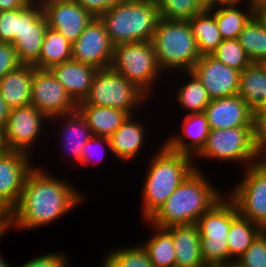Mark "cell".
Wrapping results in <instances>:
<instances>
[{
	"mask_svg": "<svg viewBox=\"0 0 266 267\" xmlns=\"http://www.w3.org/2000/svg\"><path fill=\"white\" fill-rule=\"evenodd\" d=\"M11 109L0 94V127L5 128Z\"/></svg>",
	"mask_w": 266,
	"mask_h": 267,
	"instance_id": "obj_46",
	"label": "cell"
},
{
	"mask_svg": "<svg viewBox=\"0 0 266 267\" xmlns=\"http://www.w3.org/2000/svg\"><path fill=\"white\" fill-rule=\"evenodd\" d=\"M24 29H25V7L17 9V26L15 33V41L20 37Z\"/></svg>",
	"mask_w": 266,
	"mask_h": 267,
	"instance_id": "obj_45",
	"label": "cell"
},
{
	"mask_svg": "<svg viewBox=\"0 0 266 267\" xmlns=\"http://www.w3.org/2000/svg\"><path fill=\"white\" fill-rule=\"evenodd\" d=\"M135 115L129 116L122 125L109 137L111 153L124 162L132 160L141 150L146 136L144 124L133 121Z\"/></svg>",
	"mask_w": 266,
	"mask_h": 267,
	"instance_id": "obj_23",
	"label": "cell"
},
{
	"mask_svg": "<svg viewBox=\"0 0 266 267\" xmlns=\"http://www.w3.org/2000/svg\"><path fill=\"white\" fill-rule=\"evenodd\" d=\"M72 59V43L60 32L48 27L41 46L38 61L33 65L37 69H50Z\"/></svg>",
	"mask_w": 266,
	"mask_h": 267,
	"instance_id": "obj_29",
	"label": "cell"
},
{
	"mask_svg": "<svg viewBox=\"0 0 266 267\" xmlns=\"http://www.w3.org/2000/svg\"><path fill=\"white\" fill-rule=\"evenodd\" d=\"M0 225H6L5 216H2L1 214H0Z\"/></svg>",
	"mask_w": 266,
	"mask_h": 267,
	"instance_id": "obj_54",
	"label": "cell"
},
{
	"mask_svg": "<svg viewBox=\"0 0 266 267\" xmlns=\"http://www.w3.org/2000/svg\"><path fill=\"white\" fill-rule=\"evenodd\" d=\"M244 177L228 192L238 213L266 230V172L257 164L247 166Z\"/></svg>",
	"mask_w": 266,
	"mask_h": 267,
	"instance_id": "obj_10",
	"label": "cell"
},
{
	"mask_svg": "<svg viewBox=\"0 0 266 267\" xmlns=\"http://www.w3.org/2000/svg\"><path fill=\"white\" fill-rule=\"evenodd\" d=\"M33 75V65L21 64L0 78L1 97L11 110L31 104Z\"/></svg>",
	"mask_w": 266,
	"mask_h": 267,
	"instance_id": "obj_22",
	"label": "cell"
},
{
	"mask_svg": "<svg viewBox=\"0 0 266 267\" xmlns=\"http://www.w3.org/2000/svg\"><path fill=\"white\" fill-rule=\"evenodd\" d=\"M256 164L266 172V150L257 153Z\"/></svg>",
	"mask_w": 266,
	"mask_h": 267,
	"instance_id": "obj_48",
	"label": "cell"
},
{
	"mask_svg": "<svg viewBox=\"0 0 266 267\" xmlns=\"http://www.w3.org/2000/svg\"><path fill=\"white\" fill-rule=\"evenodd\" d=\"M110 68L132 82L146 96L156 86L162 71L152 41L116 44Z\"/></svg>",
	"mask_w": 266,
	"mask_h": 267,
	"instance_id": "obj_7",
	"label": "cell"
},
{
	"mask_svg": "<svg viewBox=\"0 0 266 267\" xmlns=\"http://www.w3.org/2000/svg\"><path fill=\"white\" fill-rule=\"evenodd\" d=\"M182 132V136L172 134L163 144L169 150L195 157L205 146L210 132L205 113H187L182 123Z\"/></svg>",
	"mask_w": 266,
	"mask_h": 267,
	"instance_id": "obj_20",
	"label": "cell"
},
{
	"mask_svg": "<svg viewBox=\"0 0 266 267\" xmlns=\"http://www.w3.org/2000/svg\"><path fill=\"white\" fill-rule=\"evenodd\" d=\"M98 18L116 45L151 41L160 15L155 0H122Z\"/></svg>",
	"mask_w": 266,
	"mask_h": 267,
	"instance_id": "obj_4",
	"label": "cell"
},
{
	"mask_svg": "<svg viewBox=\"0 0 266 267\" xmlns=\"http://www.w3.org/2000/svg\"><path fill=\"white\" fill-rule=\"evenodd\" d=\"M173 238L175 267H205L198 226L180 225L165 228Z\"/></svg>",
	"mask_w": 266,
	"mask_h": 267,
	"instance_id": "obj_21",
	"label": "cell"
},
{
	"mask_svg": "<svg viewBox=\"0 0 266 267\" xmlns=\"http://www.w3.org/2000/svg\"><path fill=\"white\" fill-rule=\"evenodd\" d=\"M210 55L217 61L240 72L252 63L238 39L223 40Z\"/></svg>",
	"mask_w": 266,
	"mask_h": 267,
	"instance_id": "obj_36",
	"label": "cell"
},
{
	"mask_svg": "<svg viewBox=\"0 0 266 267\" xmlns=\"http://www.w3.org/2000/svg\"><path fill=\"white\" fill-rule=\"evenodd\" d=\"M29 3V0H0V12L21 9Z\"/></svg>",
	"mask_w": 266,
	"mask_h": 267,
	"instance_id": "obj_44",
	"label": "cell"
},
{
	"mask_svg": "<svg viewBox=\"0 0 266 267\" xmlns=\"http://www.w3.org/2000/svg\"><path fill=\"white\" fill-rule=\"evenodd\" d=\"M242 1H246V0H217V7H221V6H239L241 3H243ZM248 4H252V0H247Z\"/></svg>",
	"mask_w": 266,
	"mask_h": 267,
	"instance_id": "obj_47",
	"label": "cell"
},
{
	"mask_svg": "<svg viewBox=\"0 0 266 267\" xmlns=\"http://www.w3.org/2000/svg\"><path fill=\"white\" fill-rule=\"evenodd\" d=\"M155 235L141 244L154 267H175L176 255L172 235L165 229L153 226Z\"/></svg>",
	"mask_w": 266,
	"mask_h": 267,
	"instance_id": "obj_32",
	"label": "cell"
},
{
	"mask_svg": "<svg viewBox=\"0 0 266 267\" xmlns=\"http://www.w3.org/2000/svg\"><path fill=\"white\" fill-rule=\"evenodd\" d=\"M31 155L8 150L0 154V214L7 216L18 204L28 174L34 169Z\"/></svg>",
	"mask_w": 266,
	"mask_h": 267,
	"instance_id": "obj_11",
	"label": "cell"
},
{
	"mask_svg": "<svg viewBox=\"0 0 266 267\" xmlns=\"http://www.w3.org/2000/svg\"><path fill=\"white\" fill-rule=\"evenodd\" d=\"M54 0H37V3H47Z\"/></svg>",
	"mask_w": 266,
	"mask_h": 267,
	"instance_id": "obj_56",
	"label": "cell"
},
{
	"mask_svg": "<svg viewBox=\"0 0 266 267\" xmlns=\"http://www.w3.org/2000/svg\"><path fill=\"white\" fill-rule=\"evenodd\" d=\"M203 9L217 7V0H197Z\"/></svg>",
	"mask_w": 266,
	"mask_h": 267,
	"instance_id": "obj_49",
	"label": "cell"
},
{
	"mask_svg": "<svg viewBox=\"0 0 266 267\" xmlns=\"http://www.w3.org/2000/svg\"><path fill=\"white\" fill-rule=\"evenodd\" d=\"M226 197L218 200L196 223L206 265H229L227 236L232 220L239 213L235 203Z\"/></svg>",
	"mask_w": 266,
	"mask_h": 267,
	"instance_id": "obj_6",
	"label": "cell"
},
{
	"mask_svg": "<svg viewBox=\"0 0 266 267\" xmlns=\"http://www.w3.org/2000/svg\"><path fill=\"white\" fill-rule=\"evenodd\" d=\"M68 257L61 252L47 253L17 267H70Z\"/></svg>",
	"mask_w": 266,
	"mask_h": 267,
	"instance_id": "obj_41",
	"label": "cell"
},
{
	"mask_svg": "<svg viewBox=\"0 0 266 267\" xmlns=\"http://www.w3.org/2000/svg\"><path fill=\"white\" fill-rule=\"evenodd\" d=\"M184 73L190 80L178 88L176 98L180 107L188 114L204 112L211 101L206 88L192 71Z\"/></svg>",
	"mask_w": 266,
	"mask_h": 267,
	"instance_id": "obj_33",
	"label": "cell"
},
{
	"mask_svg": "<svg viewBox=\"0 0 266 267\" xmlns=\"http://www.w3.org/2000/svg\"><path fill=\"white\" fill-rule=\"evenodd\" d=\"M247 9L240 10V6H221L209 9L216 19L218 30L223 40L238 39L244 26L256 14L253 4Z\"/></svg>",
	"mask_w": 266,
	"mask_h": 267,
	"instance_id": "obj_27",
	"label": "cell"
},
{
	"mask_svg": "<svg viewBox=\"0 0 266 267\" xmlns=\"http://www.w3.org/2000/svg\"><path fill=\"white\" fill-rule=\"evenodd\" d=\"M113 47L104 24L94 17L72 44V59L95 68H110Z\"/></svg>",
	"mask_w": 266,
	"mask_h": 267,
	"instance_id": "obj_14",
	"label": "cell"
},
{
	"mask_svg": "<svg viewBox=\"0 0 266 267\" xmlns=\"http://www.w3.org/2000/svg\"><path fill=\"white\" fill-rule=\"evenodd\" d=\"M29 1H30V2H34V3H35V2L37 3V0H29Z\"/></svg>",
	"mask_w": 266,
	"mask_h": 267,
	"instance_id": "obj_58",
	"label": "cell"
},
{
	"mask_svg": "<svg viewBox=\"0 0 266 267\" xmlns=\"http://www.w3.org/2000/svg\"><path fill=\"white\" fill-rule=\"evenodd\" d=\"M59 118L62 120L60 124L63 125L61 127L63 131V136H61L63 137L62 141L65 142L62 144L63 147H65L63 149H65L66 152L71 155V158L73 157L72 160L74 159V161L77 160L78 163H81L82 148L93 136V134L85 119L77 110L70 114L52 117L50 120H59Z\"/></svg>",
	"mask_w": 266,
	"mask_h": 267,
	"instance_id": "obj_25",
	"label": "cell"
},
{
	"mask_svg": "<svg viewBox=\"0 0 266 267\" xmlns=\"http://www.w3.org/2000/svg\"><path fill=\"white\" fill-rule=\"evenodd\" d=\"M253 142L257 153L266 150V105L254 110Z\"/></svg>",
	"mask_w": 266,
	"mask_h": 267,
	"instance_id": "obj_38",
	"label": "cell"
},
{
	"mask_svg": "<svg viewBox=\"0 0 266 267\" xmlns=\"http://www.w3.org/2000/svg\"><path fill=\"white\" fill-rule=\"evenodd\" d=\"M161 19L189 21L204 9L197 0H155Z\"/></svg>",
	"mask_w": 266,
	"mask_h": 267,
	"instance_id": "obj_35",
	"label": "cell"
},
{
	"mask_svg": "<svg viewBox=\"0 0 266 267\" xmlns=\"http://www.w3.org/2000/svg\"><path fill=\"white\" fill-rule=\"evenodd\" d=\"M151 41L163 72L191 71L201 57L189 21L160 18Z\"/></svg>",
	"mask_w": 266,
	"mask_h": 267,
	"instance_id": "obj_5",
	"label": "cell"
},
{
	"mask_svg": "<svg viewBox=\"0 0 266 267\" xmlns=\"http://www.w3.org/2000/svg\"><path fill=\"white\" fill-rule=\"evenodd\" d=\"M200 55H210L223 41L215 15L204 9L189 20Z\"/></svg>",
	"mask_w": 266,
	"mask_h": 267,
	"instance_id": "obj_28",
	"label": "cell"
},
{
	"mask_svg": "<svg viewBox=\"0 0 266 267\" xmlns=\"http://www.w3.org/2000/svg\"><path fill=\"white\" fill-rule=\"evenodd\" d=\"M108 252L101 267H154L142 245Z\"/></svg>",
	"mask_w": 266,
	"mask_h": 267,
	"instance_id": "obj_34",
	"label": "cell"
},
{
	"mask_svg": "<svg viewBox=\"0 0 266 267\" xmlns=\"http://www.w3.org/2000/svg\"><path fill=\"white\" fill-rule=\"evenodd\" d=\"M17 9L0 12V42H15Z\"/></svg>",
	"mask_w": 266,
	"mask_h": 267,
	"instance_id": "obj_39",
	"label": "cell"
},
{
	"mask_svg": "<svg viewBox=\"0 0 266 267\" xmlns=\"http://www.w3.org/2000/svg\"><path fill=\"white\" fill-rule=\"evenodd\" d=\"M205 267H229V265H206Z\"/></svg>",
	"mask_w": 266,
	"mask_h": 267,
	"instance_id": "obj_55",
	"label": "cell"
},
{
	"mask_svg": "<svg viewBox=\"0 0 266 267\" xmlns=\"http://www.w3.org/2000/svg\"><path fill=\"white\" fill-rule=\"evenodd\" d=\"M238 41L252 63L266 62V26L256 14L244 26Z\"/></svg>",
	"mask_w": 266,
	"mask_h": 267,
	"instance_id": "obj_31",
	"label": "cell"
},
{
	"mask_svg": "<svg viewBox=\"0 0 266 267\" xmlns=\"http://www.w3.org/2000/svg\"><path fill=\"white\" fill-rule=\"evenodd\" d=\"M191 71L206 88L211 100L238 94L241 72L211 55H201Z\"/></svg>",
	"mask_w": 266,
	"mask_h": 267,
	"instance_id": "obj_16",
	"label": "cell"
},
{
	"mask_svg": "<svg viewBox=\"0 0 266 267\" xmlns=\"http://www.w3.org/2000/svg\"><path fill=\"white\" fill-rule=\"evenodd\" d=\"M237 267H266V230L234 262Z\"/></svg>",
	"mask_w": 266,
	"mask_h": 267,
	"instance_id": "obj_37",
	"label": "cell"
},
{
	"mask_svg": "<svg viewBox=\"0 0 266 267\" xmlns=\"http://www.w3.org/2000/svg\"><path fill=\"white\" fill-rule=\"evenodd\" d=\"M106 147L107 150H109L111 152V145H110V140L108 137H101V136H92L88 141L87 143L84 145V147L82 148V159H81V163L80 164H84V166L88 165V163L91 165L95 162H92L94 161L93 157L94 155H96L97 153V148H101L100 146H102L103 148H101L103 151H104V146ZM95 146V147H94ZM95 149V150H94ZM100 149V150H101ZM96 153L94 154L93 152ZM100 152V151H99ZM97 156V155H96ZM100 156V155H98ZM96 158V157H94ZM99 158V157H98ZM97 158V159H98ZM93 159V160H91ZM100 159L103 160V158L101 157ZM91 160V162H90ZM99 160V159H98ZM98 160L95 159V161H97L95 164H98ZM100 161V160H99Z\"/></svg>",
	"mask_w": 266,
	"mask_h": 267,
	"instance_id": "obj_42",
	"label": "cell"
},
{
	"mask_svg": "<svg viewBox=\"0 0 266 267\" xmlns=\"http://www.w3.org/2000/svg\"><path fill=\"white\" fill-rule=\"evenodd\" d=\"M229 267H237V266L234 264H229Z\"/></svg>",
	"mask_w": 266,
	"mask_h": 267,
	"instance_id": "obj_57",
	"label": "cell"
},
{
	"mask_svg": "<svg viewBox=\"0 0 266 267\" xmlns=\"http://www.w3.org/2000/svg\"><path fill=\"white\" fill-rule=\"evenodd\" d=\"M21 64L13 44L0 42V78Z\"/></svg>",
	"mask_w": 266,
	"mask_h": 267,
	"instance_id": "obj_40",
	"label": "cell"
},
{
	"mask_svg": "<svg viewBox=\"0 0 266 267\" xmlns=\"http://www.w3.org/2000/svg\"><path fill=\"white\" fill-rule=\"evenodd\" d=\"M194 166L195 169L147 220L148 225L167 228L196 224L223 197V193L207 181L199 165Z\"/></svg>",
	"mask_w": 266,
	"mask_h": 267,
	"instance_id": "obj_2",
	"label": "cell"
},
{
	"mask_svg": "<svg viewBox=\"0 0 266 267\" xmlns=\"http://www.w3.org/2000/svg\"><path fill=\"white\" fill-rule=\"evenodd\" d=\"M217 159L246 164H256L257 152L253 142V126H239L229 129H210L202 150L193 158Z\"/></svg>",
	"mask_w": 266,
	"mask_h": 267,
	"instance_id": "obj_9",
	"label": "cell"
},
{
	"mask_svg": "<svg viewBox=\"0 0 266 267\" xmlns=\"http://www.w3.org/2000/svg\"><path fill=\"white\" fill-rule=\"evenodd\" d=\"M238 95L253 109L266 105V66L251 63L240 73Z\"/></svg>",
	"mask_w": 266,
	"mask_h": 267,
	"instance_id": "obj_26",
	"label": "cell"
},
{
	"mask_svg": "<svg viewBox=\"0 0 266 267\" xmlns=\"http://www.w3.org/2000/svg\"><path fill=\"white\" fill-rule=\"evenodd\" d=\"M49 28L60 32L72 44L94 18L77 0L40 3Z\"/></svg>",
	"mask_w": 266,
	"mask_h": 267,
	"instance_id": "obj_15",
	"label": "cell"
},
{
	"mask_svg": "<svg viewBox=\"0 0 266 267\" xmlns=\"http://www.w3.org/2000/svg\"><path fill=\"white\" fill-rule=\"evenodd\" d=\"M10 264L7 263L6 260H4L3 256L0 254V267H11Z\"/></svg>",
	"mask_w": 266,
	"mask_h": 267,
	"instance_id": "obj_53",
	"label": "cell"
},
{
	"mask_svg": "<svg viewBox=\"0 0 266 267\" xmlns=\"http://www.w3.org/2000/svg\"><path fill=\"white\" fill-rule=\"evenodd\" d=\"M64 179L55 178L41 167L28 174L18 204L5 217L6 231L47 226L84 200L83 194Z\"/></svg>",
	"mask_w": 266,
	"mask_h": 267,
	"instance_id": "obj_1",
	"label": "cell"
},
{
	"mask_svg": "<svg viewBox=\"0 0 266 267\" xmlns=\"http://www.w3.org/2000/svg\"><path fill=\"white\" fill-rule=\"evenodd\" d=\"M6 151H8V148L5 143L4 128L0 127V154L5 153Z\"/></svg>",
	"mask_w": 266,
	"mask_h": 267,
	"instance_id": "obj_50",
	"label": "cell"
},
{
	"mask_svg": "<svg viewBox=\"0 0 266 267\" xmlns=\"http://www.w3.org/2000/svg\"><path fill=\"white\" fill-rule=\"evenodd\" d=\"M31 104L49 119L76 111L77 104L49 69H37L31 87Z\"/></svg>",
	"mask_w": 266,
	"mask_h": 267,
	"instance_id": "obj_13",
	"label": "cell"
},
{
	"mask_svg": "<svg viewBox=\"0 0 266 267\" xmlns=\"http://www.w3.org/2000/svg\"><path fill=\"white\" fill-rule=\"evenodd\" d=\"M256 15L266 26V8H254Z\"/></svg>",
	"mask_w": 266,
	"mask_h": 267,
	"instance_id": "obj_51",
	"label": "cell"
},
{
	"mask_svg": "<svg viewBox=\"0 0 266 267\" xmlns=\"http://www.w3.org/2000/svg\"><path fill=\"white\" fill-rule=\"evenodd\" d=\"M76 110L85 119L93 136L108 138L130 116L120 109L90 104H77Z\"/></svg>",
	"mask_w": 266,
	"mask_h": 267,
	"instance_id": "obj_24",
	"label": "cell"
},
{
	"mask_svg": "<svg viewBox=\"0 0 266 267\" xmlns=\"http://www.w3.org/2000/svg\"><path fill=\"white\" fill-rule=\"evenodd\" d=\"M254 8H266V0H252Z\"/></svg>",
	"mask_w": 266,
	"mask_h": 267,
	"instance_id": "obj_52",
	"label": "cell"
},
{
	"mask_svg": "<svg viewBox=\"0 0 266 267\" xmlns=\"http://www.w3.org/2000/svg\"><path fill=\"white\" fill-rule=\"evenodd\" d=\"M47 29L41 4L30 2L25 6V29L13 43L22 64L34 65L38 61Z\"/></svg>",
	"mask_w": 266,
	"mask_h": 267,
	"instance_id": "obj_17",
	"label": "cell"
},
{
	"mask_svg": "<svg viewBox=\"0 0 266 267\" xmlns=\"http://www.w3.org/2000/svg\"><path fill=\"white\" fill-rule=\"evenodd\" d=\"M204 113L210 129L253 126L254 110L238 94L211 100Z\"/></svg>",
	"mask_w": 266,
	"mask_h": 267,
	"instance_id": "obj_18",
	"label": "cell"
},
{
	"mask_svg": "<svg viewBox=\"0 0 266 267\" xmlns=\"http://www.w3.org/2000/svg\"><path fill=\"white\" fill-rule=\"evenodd\" d=\"M48 120L50 119L32 104L12 109L4 128L8 150L30 154V149L38 142L42 126Z\"/></svg>",
	"mask_w": 266,
	"mask_h": 267,
	"instance_id": "obj_12",
	"label": "cell"
},
{
	"mask_svg": "<svg viewBox=\"0 0 266 267\" xmlns=\"http://www.w3.org/2000/svg\"><path fill=\"white\" fill-rule=\"evenodd\" d=\"M49 70L76 104L88 96L98 71L91 65L73 59L52 66Z\"/></svg>",
	"mask_w": 266,
	"mask_h": 267,
	"instance_id": "obj_19",
	"label": "cell"
},
{
	"mask_svg": "<svg viewBox=\"0 0 266 267\" xmlns=\"http://www.w3.org/2000/svg\"><path fill=\"white\" fill-rule=\"evenodd\" d=\"M151 158L142 189V217L147 221L195 169L193 157L164 144ZM153 159V160H152Z\"/></svg>",
	"mask_w": 266,
	"mask_h": 267,
	"instance_id": "obj_3",
	"label": "cell"
},
{
	"mask_svg": "<svg viewBox=\"0 0 266 267\" xmlns=\"http://www.w3.org/2000/svg\"><path fill=\"white\" fill-rule=\"evenodd\" d=\"M122 0H77L93 17H99Z\"/></svg>",
	"mask_w": 266,
	"mask_h": 267,
	"instance_id": "obj_43",
	"label": "cell"
},
{
	"mask_svg": "<svg viewBox=\"0 0 266 267\" xmlns=\"http://www.w3.org/2000/svg\"><path fill=\"white\" fill-rule=\"evenodd\" d=\"M147 97L123 75L106 68L97 71L88 96L77 104L116 108L132 116V111L143 105Z\"/></svg>",
	"mask_w": 266,
	"mask_h": 267,
	"instance_id": "obj_8",
	"label": "cell"
},
{
	"mask_svg": "<svg viewBox=\"0 0 266 267\" xmlns=\"http://www.w3.org/2000/svg\"><path fill=\"white\" fill-rule=\"evenodd\" d=\"M262 231L259 225L238 214L232 220L227 236L229 264H234Z\"/></svg>",
	"mask_w": 266,
	"mask_h": 267,
	"instance_id": "obj_30",
	"label": "cell"
}]
</instances>
